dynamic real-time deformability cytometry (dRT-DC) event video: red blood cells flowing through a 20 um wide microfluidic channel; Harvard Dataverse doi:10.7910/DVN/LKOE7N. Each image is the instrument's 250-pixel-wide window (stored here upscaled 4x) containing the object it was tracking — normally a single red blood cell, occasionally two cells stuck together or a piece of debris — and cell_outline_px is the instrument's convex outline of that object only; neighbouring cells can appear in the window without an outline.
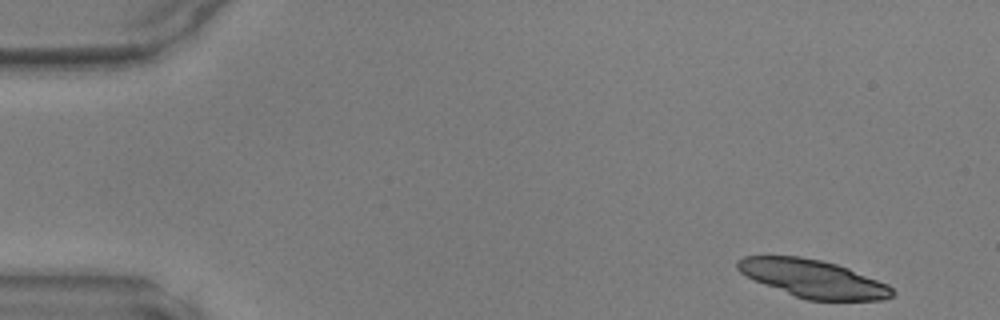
{"species": "common noctule bat (a hibernating species)", "species_latin": "Nyctalus noctula", "temperature_condition": "warm", "stored_images_in_passage": 45, "camera_frame_rate_fps": 3000, "um_per_image_px": 0.085, "animal": {"sex": "male", "body_mass_g": 17.9, "forearm_length_mm": 54.2}, "frame": {"image": 1, "passage_image": 1, "time_ms": 0.0, "image_size_px": [1000, 320], "cell_outline_px": [[896, 292], [892, 296], [884, 300], [808, 300], [796, 296], [764, 284], [740, 272], [736, 268], [736, 260], [744, 256], [800, 256], [820, 260], [836, 264], [848, 268], [888, 284]], "centroid_in_image_um": [69.13, 23.68], "position_along_channel_um": 15.9, "area_um2": 33.81}}
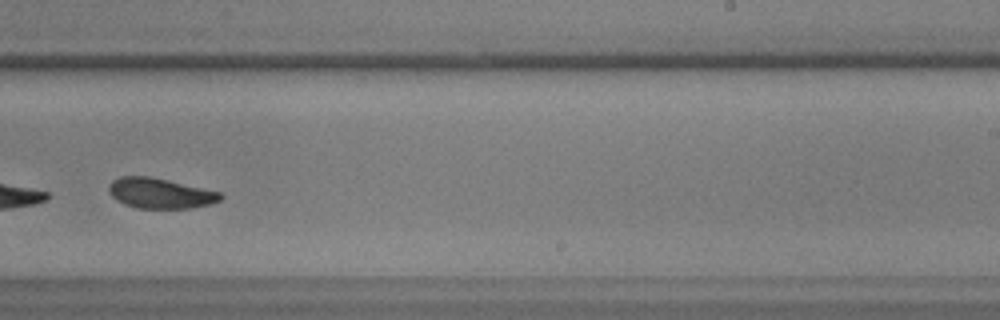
{"frame": {"image": 2, "passage_image": 28, "time_ms": 9.0, "image_size_px": [1000, 320], "cell_outline_px": [[224, 196], [220, 200], [212, 204], [192, 208], [136, 208], [124, 204], [116, 200], [112, 196], [108, 188], [108, 184], [112, 180], [120, 176], [148, 176], [220, 192]], "centroid_in_image_um": [13.59, 16.43], "position_along_channel_um": 275.4, "area_um2": 19.65}}